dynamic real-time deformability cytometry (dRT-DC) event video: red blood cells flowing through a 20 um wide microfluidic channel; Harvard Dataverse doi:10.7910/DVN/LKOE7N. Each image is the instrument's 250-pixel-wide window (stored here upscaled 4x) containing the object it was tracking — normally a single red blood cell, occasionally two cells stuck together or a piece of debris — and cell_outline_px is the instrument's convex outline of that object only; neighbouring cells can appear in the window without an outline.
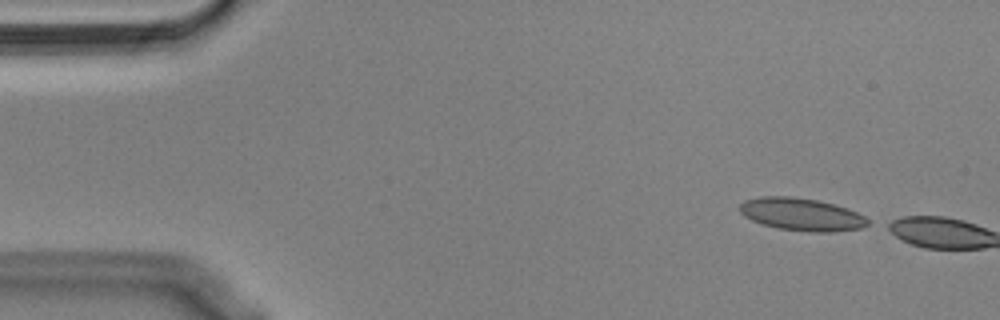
{"species": "Egyptian fruit bat (a non-hibernating species)", "species_latin": "Rousettus aegyptiacus", "temperature_condition": "cold", "stored_images_in_passage": 3, "camera_frame_rate_fps": 3000, "um_per_image_px": 0.085, "animal": {"sex": "male"}, "frame": {"image": 1, "passage_image": 1, "time_ms": 0.0, "image_size_px": [1000, 320], "cell_outline_px": [[868, 224], [860, 228], [828, 232], [816, 232], [780, 228], [764, 224], [752, 220], [744, 216], [740, 212], [740, 204], [744, 200], [760, 196], [792, 196], [816, 200], [848, 208], [864, 216], [868, 220]], "centroid_in_image_um": [68.1, 18.2], "position_along_channel_um": 16.9, "area_um2": 23.99}}